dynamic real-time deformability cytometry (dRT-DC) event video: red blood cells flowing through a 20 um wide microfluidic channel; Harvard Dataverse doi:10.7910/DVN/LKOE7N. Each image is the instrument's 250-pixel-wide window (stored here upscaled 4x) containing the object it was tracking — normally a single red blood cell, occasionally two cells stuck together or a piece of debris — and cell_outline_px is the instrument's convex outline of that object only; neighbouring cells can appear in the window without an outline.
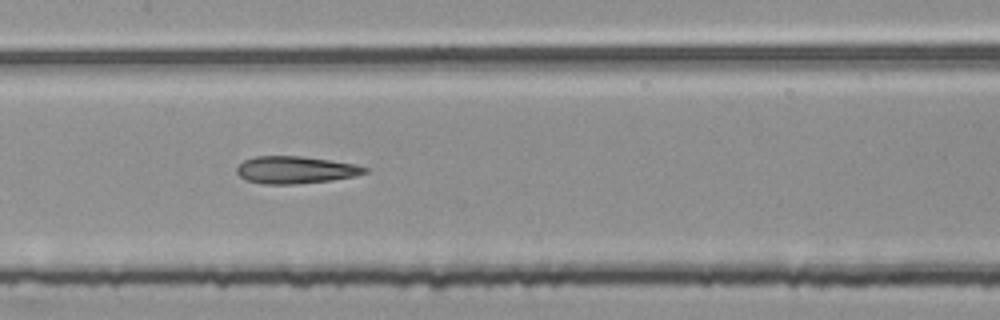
{"species": "common noctule bat (a hibernating species)", "species_latin": "Nyctalus noctula", "temperature_condition": "room temperature", "stored_images_in_passage": 53, "camera_frame_rate_fps": 3000, "um_per_image_px": 0.085, "animal": {"sex": "female", "body_mass_g": 25.1}, "frame": {"image": 1, "passage_image": 26, "time_ms": 8.333, "image_size_px": [1000, 320], "cell_outline_px": [[368, 172], [356, 176], [332, 180], [296, 184], [264, 184], [248, 180], [240, 176], [236, 172], [236, 168], [244, 160], [252, 156], [300, 156], [356, 164], [368, 168]], "centroid_in_image_um": [25.12, 14.44], "position_along_channel_um": 182.3, "area_um2": 20.35}}
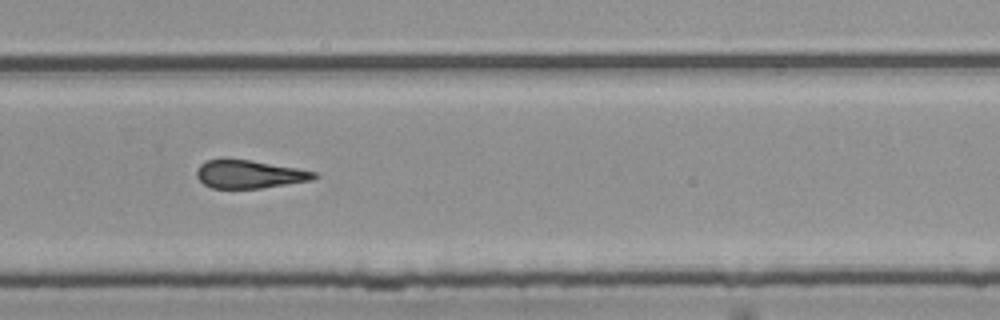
{"frame": {"image": 2, "passage_image": 36, "time_ms": 11.667, "image_size_px": [1000, 320], "cell_outline_px": [[320, 176], [312, 180], [260, 188], [212, 188], [204, 184], [196, 176], [196, 168], [200, 164], [208, 160], [224, 156], [296, 168], [316, 172]], "centroid_in_image_um": [21.14, 14.78], "position_along_channel_um": 308.7, "area_um2": 19.48}}
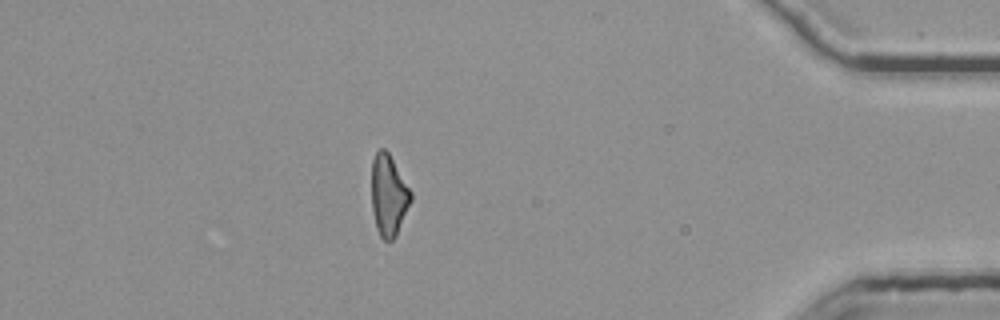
{"frame": {"image": 3, "passage_image": 47, "time_ms": 15.333, "image_size_px": [1000, 320], "cell_outline_px": [[412, 200], [396, 236], [392, 240], [384, 240], [380, 236], [376, 228], [372, 212], [372, 160], [376, 152], [380, 148], [384, 148], [388, 152], [412, 192]], "centroid_in_image_um": [33.03, 16.61], "position_along_channel_um": 402.2, "area_um2": 18.61}, "authors_computed_cell_mechanics": {"area_um2": 20.2878, "velocity_mm_per_s": 3.8095, "shape_relaxation_time_tau1_ms": null, "shape_relaxation_time_tau2_ms": 1.9669, "deformation_change_tau1": null, "deformation_change_tau2": 0.127}}